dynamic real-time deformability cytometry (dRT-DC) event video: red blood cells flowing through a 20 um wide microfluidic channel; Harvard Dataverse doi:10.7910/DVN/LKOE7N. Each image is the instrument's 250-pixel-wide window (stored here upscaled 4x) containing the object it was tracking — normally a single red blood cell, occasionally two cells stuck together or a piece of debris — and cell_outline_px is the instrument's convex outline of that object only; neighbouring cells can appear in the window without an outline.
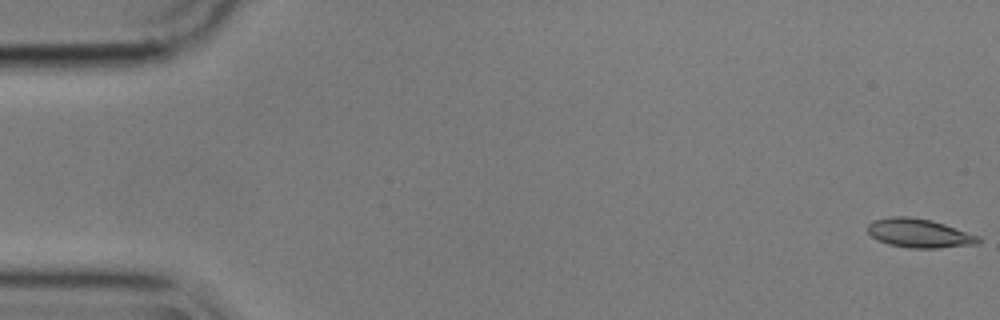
{"species": "common noctule bat (a hibernating species)", "species_latin": "Nyctalus noctula", "temperature_condition": "cold", "stored_images_in_passage": 56, "camera_frame_rate_fps": 3000, "um_per_image_px": 0.085, "animal": {"sex": "male", "body_mass_g": 17.9}, "frame": {"image": 1, "passage_image": 1, "time_ms": 0.0, "image_size_px": [1000, 320], "cell_outline_px": [[980, 244], [936, 248], [908, 248], [888, 244], [872, 236], [868, 232], [868, 224], [876, 220], [888, 216], [908, 216], [932, 220], [980, 236]], "centroid_in_image_um": [78.16, 19.82], "position_along_channel_um": 6.8, "area_um2": 18.61}}
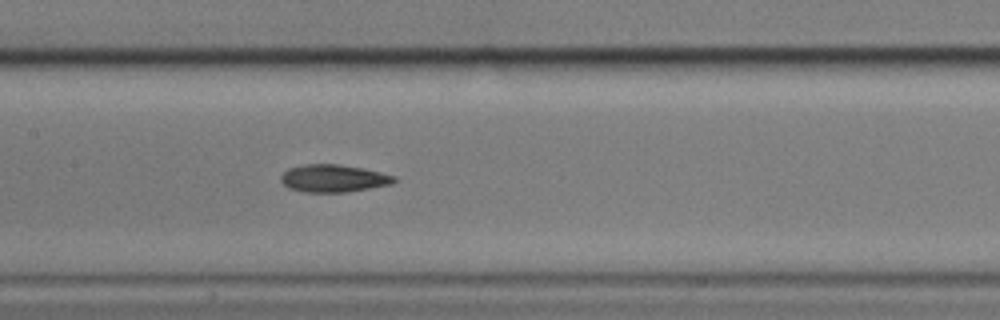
{"frame": {"image": 2, "passage_image": 27, "time_ms": 8.667, "image_size_px": [1000, 320], "cell_outline_px": [[396, 180], [392, 184], [344, 192], [304, 192], [288, 188], [280, 180], [280, 176], [288, 168], [308, 164], [336, 164], [364, 168], [396, 176]], "centroid_in_image_um": [28.33, 15.16], "position_along_channel_um": 179.1, "area_um2": 18.09}}
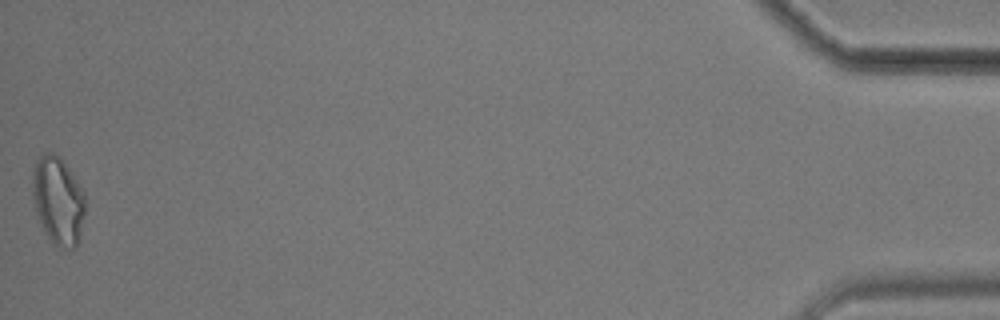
{"frame": {"image": 3, "passage_image": 56, "time_ms": 18.333, "image_size_px": [1000, 320], "cell_outline_px": [[84, 212], [80, 232], [76, 248], [60, 248], [52, 244], [44, 232], [36, 212], [32, 196], [32, 172], [36, 160], [44, 152], [52, 152], [68, 168], [84, 192]], "centroid_in_image_um": [4.9, 17.07], "position_along_channel_um": 430.3, "area_um2": 26.82}, "authors_computed_cell_mechanics": {"area_um2": 18.6116, "velocity_mm_per_s": 3.5787, "shape_relaxation_time_tau1_ms": 8.6453, "shape_relaxation_time_tau2_ms": 3.7555, "deformation_change_tau1": 0.1675, "deformation_change_tau2": 0.1022}}